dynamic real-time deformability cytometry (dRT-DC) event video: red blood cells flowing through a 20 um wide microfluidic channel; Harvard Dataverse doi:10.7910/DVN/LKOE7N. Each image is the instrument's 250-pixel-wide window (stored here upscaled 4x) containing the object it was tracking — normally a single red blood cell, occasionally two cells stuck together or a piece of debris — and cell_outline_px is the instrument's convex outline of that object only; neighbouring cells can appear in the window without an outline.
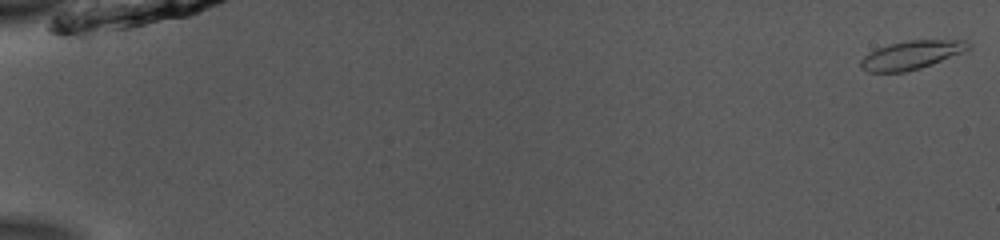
{"species": "common noctule bat (a hibernating species)", "species_latin": "Nyctalus noctula", "temperature_condition": "room temperature", "stored_images_in_passage": 53, "camera_frame_rate_fps": 3000, "um_per_image_px": 0.085, "animal": {"sex": "male", "body_mass_g": 13.0, "forearm_length_mm": 53.1}, "frame": {"image": 1, "passage_image": 1, "time_ms": 0.0, "image_size_px": [1000, 240], "cell_outline_px": [[972, 48], [932, 64], [920, 68], [904, 72], [868, 72], [860, 68], [860, 60], [868, 52], [876, 48], [892, 44], [912, 40], [964, 40], [972, 44]], "centroid_in_image_um": [77.45, 4.68], "position_along_channel_um": 7.5, "area_um2": 17.8}}
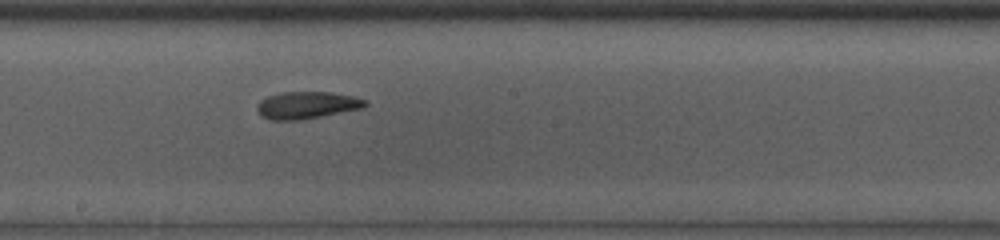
{"frame": {"image": 2, "passage_image": 31, "time_ms": 10.0, "image_size_px": [1000, 240], "cell_outline_px": [[368, 104], [364, 108], [300, 120], [268, 120], [260, 116], [256, 108], [256, 104], [260, 100], [268, 96], [280, 92], [332, 92], [352, 96], [368, 100]], "centroid_in_image_um": [26.06, 8.94], "position_along_channel_um": 222.1, "area_um2": 17.34}}
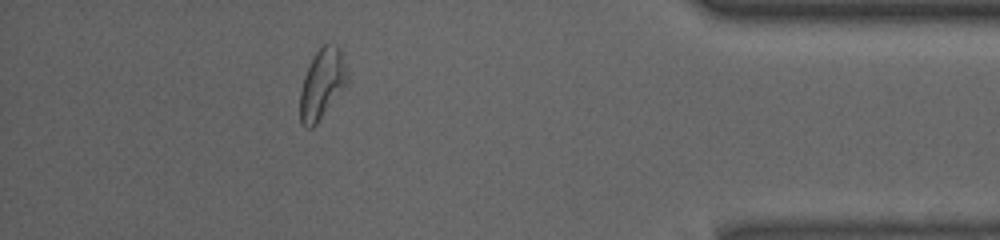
{"frame": {"image": 3, "passage_image": 48, "time_ms": 15.667, "image_size_px": [1000, 240], "cell_outline_px": [[348, 84], [316, 124], [312, 128], [304, 128], [300, 124], [300, 92], [304, 76], [316, 52], [324, 44], [336, 44], [340, 48], [348, 72]], "centroid_in_image_um": [27.39, 7.15], "position_along_channel_um": 407.8, "area_um2": 19.36}, "authors_computed_cell_mechanics": {"area_um2": 17.34, "velocity_mm_per_s": 3.8992, "shape_relaxation_time_tau1_ms": 3.8045, "shape_relaxation_time_tau2_ms": 3.7553, "deformation_change_tau1": 0.1368, "deformation_change_tau2": 0.0603}}